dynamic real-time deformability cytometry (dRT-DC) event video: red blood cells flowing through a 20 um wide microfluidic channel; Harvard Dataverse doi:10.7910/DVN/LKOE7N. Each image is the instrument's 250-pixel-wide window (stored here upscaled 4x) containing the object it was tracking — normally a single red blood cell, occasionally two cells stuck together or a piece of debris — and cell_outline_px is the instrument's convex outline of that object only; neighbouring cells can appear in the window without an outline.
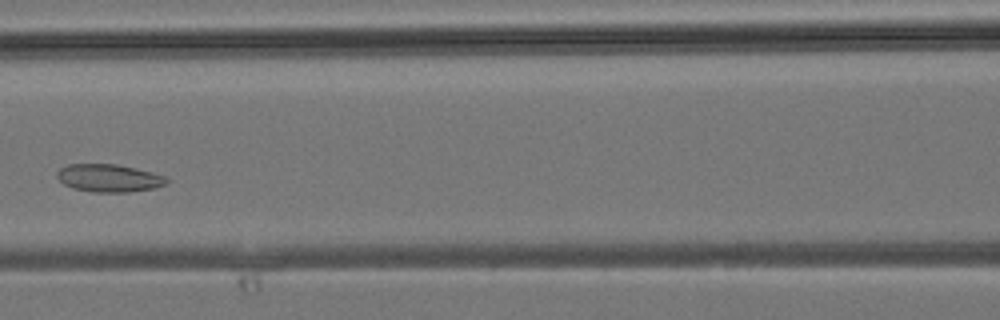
{"species": "common noctule bat (a hibernating species)", "species_latin": "Nyctalus noctula", "temperature_condition": "room temperature", "stored_images_in_passage": 36, "camera_frame_rate_fps": 3000, "um_per_image_px": 0.085, "animal": {"sex": "male", "body_mass_g": 19.2, "forearm_length_mm": 51.8}, "frame": {"image": 1, "passage_image": 14, "time_ms": 4.333, "image_size_px": [1000, 320], "cell_outline_px": [[168, 184], [156, 188], [128, 192], [92, 192], [72, 188], [64, 184], [56, 176], [56, 172], [60, 168], [68, 164], [116, 164], [136, 168], [168, 176]], "centroid_in_image_um": [9.29, 15.14], "position_along_channel_um": 157.3, "area_um2": 17.98}}
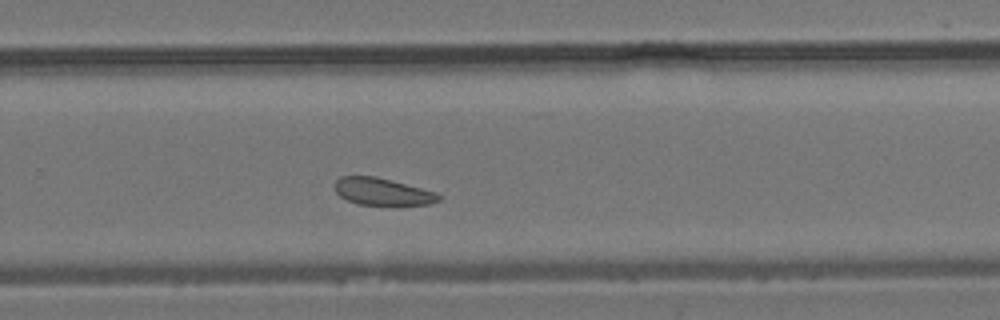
{"frame": {"image": 2, "passage_image": 22, "time_ms": 7.0, "image_size_px": [1000, 320], "cell_outline_px": [[444, 196], [440, 200], [428, 204], [400, 208], [360, 204], [348, 200], [340, 196], [336, 192], [332, 184], [340, 176], [376, 176], [436, 192]], "centroid_in_image_um": [32.55, 16.33], "position_along_channel_um": 297.3, "area_um2": 17.28}}
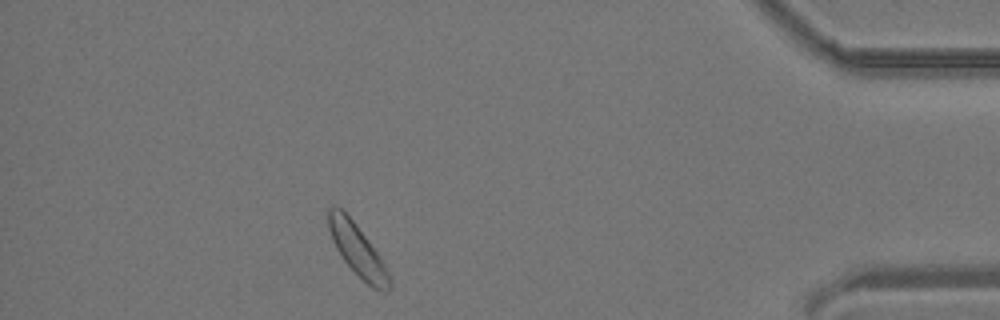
{"frame": {"image": 3, "passage_image": 31, "time_ms": 10.0, "image_size_px": [1000, 320], "cell_outline_px": [[392, 284], [388, 292], [384, 292], [372, 288], [344, 260], [336, 248], [332, 240], [328, 228], [328, 208], [332, 204], [340, 208], [356, 224], [380, 256], [392, 280]], "centroid_in_image_um": [30.4, 21.26], "position_along_channel_um": 404.8, "area_um2": 18.15}}